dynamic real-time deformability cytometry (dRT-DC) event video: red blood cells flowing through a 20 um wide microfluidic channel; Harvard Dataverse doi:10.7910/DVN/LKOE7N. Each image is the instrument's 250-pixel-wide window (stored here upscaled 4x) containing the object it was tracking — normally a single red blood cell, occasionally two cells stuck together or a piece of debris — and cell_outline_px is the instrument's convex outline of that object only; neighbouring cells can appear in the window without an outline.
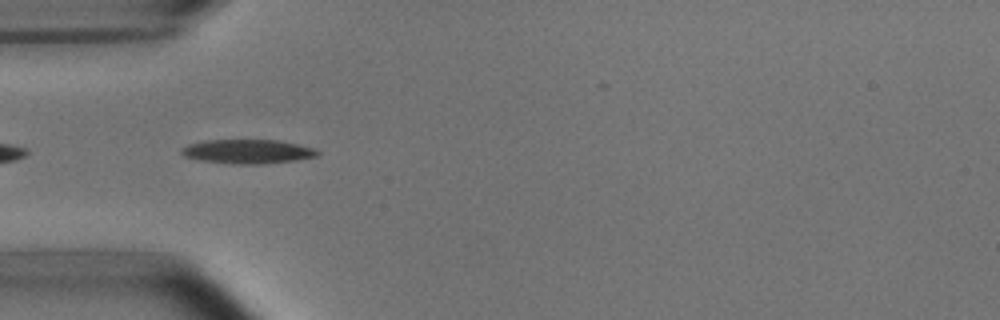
{"species": "common noctule bat (a hibernating species)", "species_latin": "Nyctalus noctula", "temperature_condition": "room temperature", "stored_images_in_passage": 8, "camera_frame_rate_fps": 3000, "um_per_image_px": 0.085, "animal": {"sex": "male", "body_mass_g": 15.6}, "frame": {"image": 1, "passage_image": 2, "time_ms": 0.333, "image_size_px": [1000, 320], "cell_outline_px": [[320, 156], [296, 160], [264, 164], [232, 164], [200, 160], [184, 156], [180, 152], [180, 148], [188, 144], [204, 140], [276, 140], [296, 144], [312, 148], [320, 152]], "centroid_in_image_um": [21.02, 12.88], "position_along_channel_um": 64.0, "area_um2": 19.19}}